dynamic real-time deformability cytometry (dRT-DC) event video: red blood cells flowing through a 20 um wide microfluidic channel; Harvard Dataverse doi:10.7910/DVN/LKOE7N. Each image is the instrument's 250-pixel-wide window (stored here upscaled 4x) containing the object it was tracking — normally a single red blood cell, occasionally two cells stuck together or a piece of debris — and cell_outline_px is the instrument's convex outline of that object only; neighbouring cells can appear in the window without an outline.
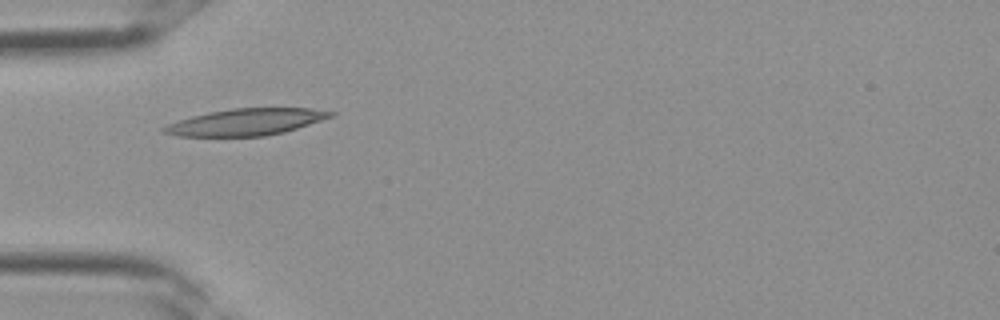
{"species": "Egyptian fruit bat (a non-hibernating species)", "species_latin": "Rousettus aegyptiacus", "temperature_condition": "room temperature", "stored_images_in_passage": 3, "camera_frame_rate_fps": 3000, "um_per_image_px": 0.085, "frame": {"image": 1, "passage_image": 3, "time_ms": 0.667, "image_size_px": [1000, 320], "cell_outline_px": [[336, 116], [284, 132], [264, 136], [176, 136], [164, 132], [160, 128], [168, 124], [192, 116], [208, 112], [232, 108], [308, 108], [336, 112]], "centroid_in_image_um": [20.95, 10.37], "position_along_channel_um": 64.1, "area_um2": 25.89}}